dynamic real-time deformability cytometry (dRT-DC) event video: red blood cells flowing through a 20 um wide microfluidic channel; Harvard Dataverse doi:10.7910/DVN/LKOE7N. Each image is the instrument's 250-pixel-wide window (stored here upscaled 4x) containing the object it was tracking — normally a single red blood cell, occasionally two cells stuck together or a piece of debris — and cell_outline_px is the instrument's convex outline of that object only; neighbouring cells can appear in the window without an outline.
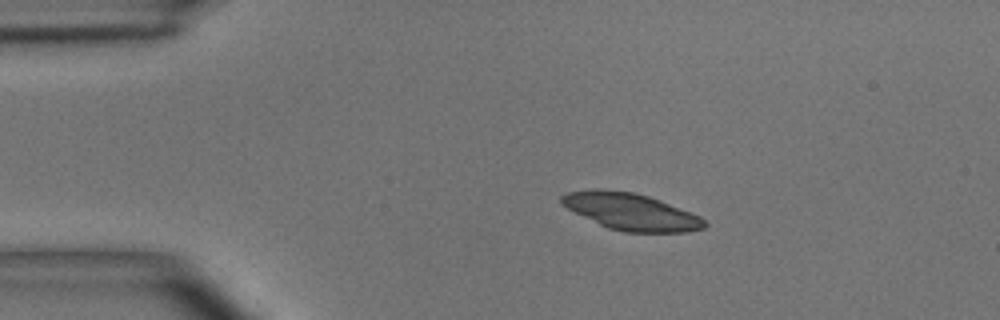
{"species": "common noctule bat (a hibernating species)", "species_latin": "Nyctalus noctula", "temperature_condition": "room temperature", "stored_images_in_passage": 3, "camera_frame_rate_fps": 3000, "um_per_image_px": 0.085, "animal": {"sex": "male", "body_mass_g": 15.6}, "frame": {"image": 1, "passage_image": 1, "time_ms": 0.0, "image_size_px": [1000, 320], "cell_outline_px": [[708, 224], [704, 228], [688, 232], [624, 232], [608, 228], [560, 204], [560, 196], [568, 192], [596, 188], [604, 188], [632, 192], [648, 196], [660, 200], [700, 216]], "centroid_in_image_um": [53.63, 17.98], "position_along_channel_um": 31.4, "area_um2": 30.52}}